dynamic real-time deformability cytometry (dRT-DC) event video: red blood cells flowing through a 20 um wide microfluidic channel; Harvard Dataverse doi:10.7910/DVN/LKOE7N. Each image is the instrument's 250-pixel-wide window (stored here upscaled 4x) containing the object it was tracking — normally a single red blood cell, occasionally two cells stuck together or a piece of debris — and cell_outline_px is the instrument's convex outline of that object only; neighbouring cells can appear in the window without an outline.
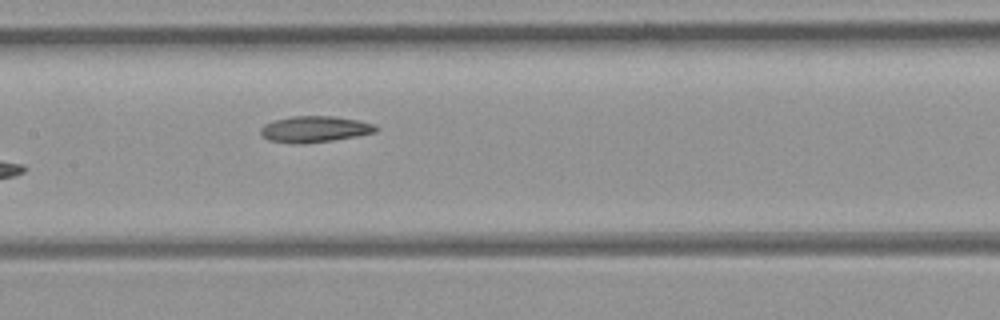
{"species": "common noctule bat (a hibernating species)", "species_latin": "Nyctalus noctula", "temperature_condition": "room temperature", "stored_images_in_passage": 6, "camera_frame_rate_fps": 3000, "um_per_image_px": 0.085, "animal": {"sex": "female", "body_mass_g": 21.9}, "frame": {"image": 1, "passage_image": 6, "time_ms": 1.667, "image_size_px": [1000, 320], "cell_outline_px": [[380, 128], [376, 132], [356, 136], [332, 140], [296, 144], [268, 140], [260, 132], [260, 128], [264, 124], [276, 120], [292, 116], [332, 116], [360, 120], [376, 124]], "centroid_in_image_um": [26.79, 10.97], "position_along_channel_um": 180.6, "area_um2": 17.57}}